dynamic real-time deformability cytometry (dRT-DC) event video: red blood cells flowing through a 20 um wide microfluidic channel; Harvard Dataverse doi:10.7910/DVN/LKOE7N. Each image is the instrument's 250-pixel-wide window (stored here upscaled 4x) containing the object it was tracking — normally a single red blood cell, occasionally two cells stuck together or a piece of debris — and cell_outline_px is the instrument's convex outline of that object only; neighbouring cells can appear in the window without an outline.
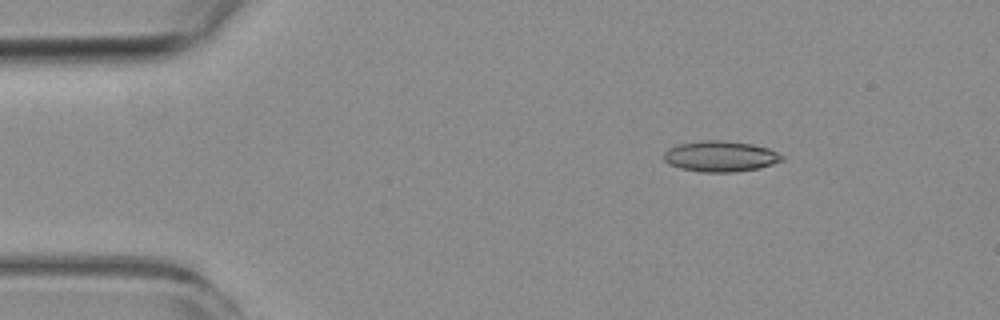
{"species": "common noctule bat (a hibernating species)", "species_latin": "Nyctalus noctula", "temperature_condition": "room temperature", "stored_images_in_passage": 3, "camera_frame_rate_fps": 3000, "um_per_image_px": 0.085, "animal": {"sex": "female", "body_mass_g": 19.3, "forearm_length_mm": 54.1}, "frame": {"image": 1, "passage_image": 1, "time_ms": 0.0, "image_size_px": [1000, 320], "cell_outline_px": [[784, 160], [760, 168], [736, 172], [700, 172], [680, 168], [668, 164], [664, 160], [664, 152], [668, 148], [676, 144], [700, 140], [728, 140], [752, 144], [768, 148], [784, 156]], "centroid_in_image_um": [61.22, 13.28], "position_along_channel_um": 23.8, "area_um2": 21.5}}